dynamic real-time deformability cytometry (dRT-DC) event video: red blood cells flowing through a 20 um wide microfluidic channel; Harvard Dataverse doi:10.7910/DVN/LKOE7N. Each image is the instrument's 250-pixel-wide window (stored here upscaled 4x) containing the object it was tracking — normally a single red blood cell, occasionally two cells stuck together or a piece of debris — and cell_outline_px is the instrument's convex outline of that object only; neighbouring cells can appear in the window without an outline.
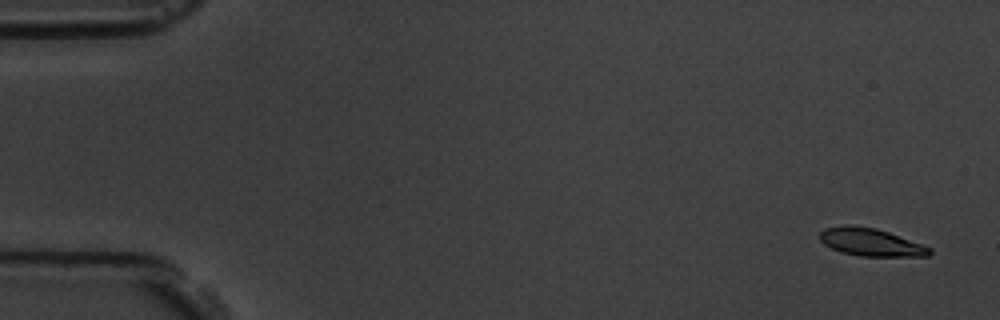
{"species": "common noctule bat (a hibernating species)", "species_latin": "Nyctalus noctula", "temperature_condition": "room temperature", "stored_images_in_passage": 5, "camera_frame_rate_fps": 3000, "um_per_image_px": 0.085, "animal": {"sex": "male", "body_mass_g": 19.5, "forearm_length_mm": 54.6}, "frame": {"image": 1, "passage_image": 1, "time_ms": 0.0, "image_size_px": [1000, 320], "cell_outline_px": [[932, 252], [928, 256], [860, 256], [840, 252], [824, 244], [820, 240], [820, 232], [824, 228], [844, 224], [852, 224], [876, 228], [888, 232], [932, 248]], "centroid_in_image_um": [73.98, 20.57], "position_along_channel_um": 11.0, "area_um2": 17.8}}
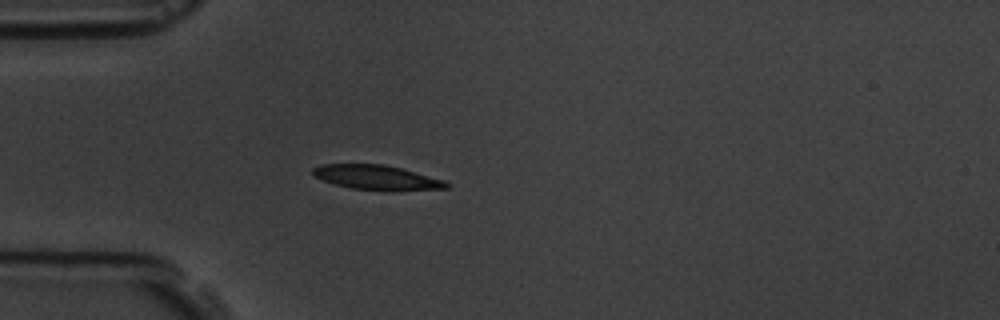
{"frame": {"image": 2, "passage_image": 5, "time_ms": 4.667, "image_size_px": [1000, 320], "cell_outline_px": [[448, 188], [392, 192], [388, 192], [352, 188], [336, 184], [312, 176], [312, 168], [320, 164], [384, 164], [400, 168], [444, 180], [448, 184]], "centroid_in_image_um": [32.02, 15.1], "position_along_channel_um": 53.0, "area_um2": 19.36}}